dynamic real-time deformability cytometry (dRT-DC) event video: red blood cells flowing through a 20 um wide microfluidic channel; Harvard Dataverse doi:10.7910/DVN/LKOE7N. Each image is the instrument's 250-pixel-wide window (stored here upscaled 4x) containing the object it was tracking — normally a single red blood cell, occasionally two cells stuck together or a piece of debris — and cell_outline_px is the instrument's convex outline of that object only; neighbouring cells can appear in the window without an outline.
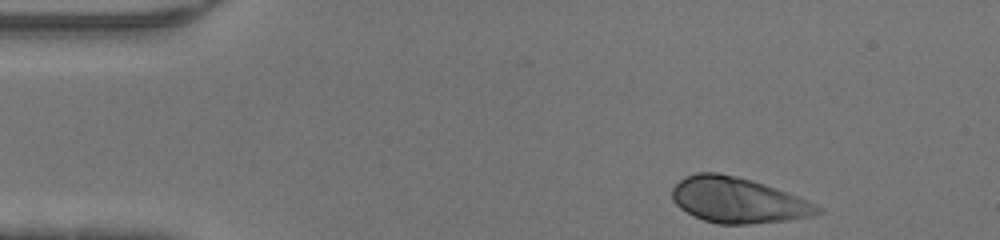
{"species": "human", "species_latin": "Homo sapiens", "temperature_condition": "warm", "stored_images_in_passage": 34, "camera_frame_rate_fps": 3000, "um_per_image_px": 0.085, "donor": {"sex": "male"}, "frame": {"image": 1, "passage_image": 1, "time_ms": 0.0, "image_size_px": [1000, 240], "cell_outline_px": [[824, 212], [812, 216], [788, 220], [748, 224], [716, 224], [704, 220], [680, 208], [672, 200], [672, 188], [684, 176], [696, 172], [716, 172], [736, 176], [752, 180], [764, 184], [808, 200], [820, 208]], "centroid_in_image_um": [62.71, 17.01], "position_along_channel_um": 22.3, "area_um2": 38.44}}
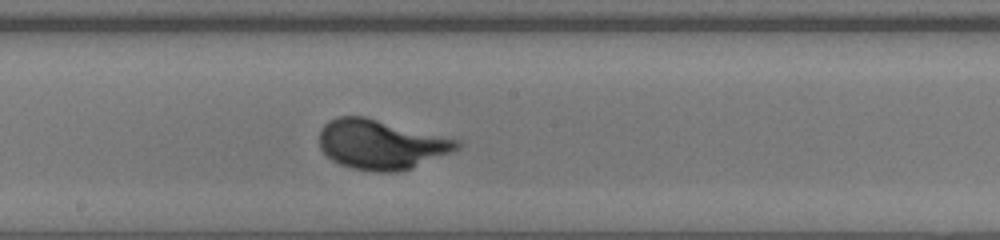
{"frame": {"image": 2, "passage_image": 20, "time_ms": 6.333, "image_size_px": [1000, 240], "cell_outline_px": [[460, 148], [412, 168], [396, 172], [376, 172], [352, 168], [340, 164], [332, 160], [320, 148], [320, 128], [328, 120], [336, 116], [364, 116], [460, 140]], "centroid_in_image_um": [32.36, 12.27], "position_along_channel_um": 215.8, "area_um2": 39.65}}
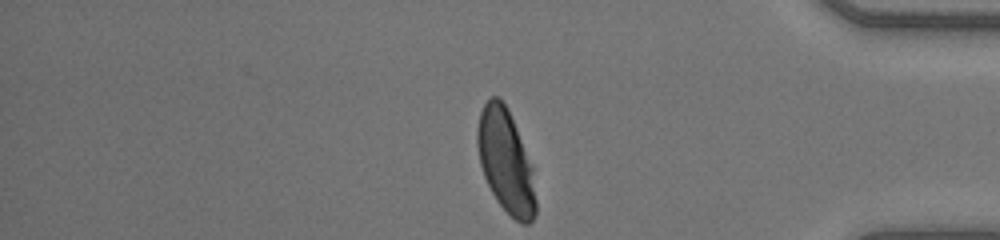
{"frame": {"image": 3, "passage_image": 34, "time_ms": 11.0, "image_size_px": [1000, 240], "cell_outline_px": [[536, 216], [528, 224], [520, 224], [496, 200], [484, 176], [480, 164], [476, 144], [476, 132], [480, 112], [484, 104], [492, 96], [496, 96], [508, 108], [532, 168], [536, 200]], "centroid_in_image_um": [42.97, 13.73], "position_along_channel_um": 392.2, "area_um2": 34.8}}